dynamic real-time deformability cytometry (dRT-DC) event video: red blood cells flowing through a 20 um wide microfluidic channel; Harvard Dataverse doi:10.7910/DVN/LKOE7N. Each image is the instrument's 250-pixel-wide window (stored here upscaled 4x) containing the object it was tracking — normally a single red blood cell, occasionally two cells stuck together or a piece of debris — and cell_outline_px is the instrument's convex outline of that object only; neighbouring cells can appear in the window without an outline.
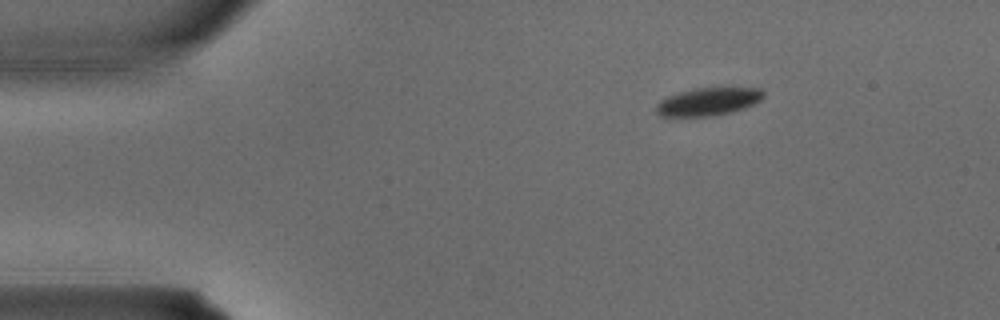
{"species": "common noctule bat (a hibernating species)", "species_latin": "Nyctalus noctula", "temperature_condition": "warm", "stored_images_in_passage": 2, "camera_frame_rate_fps": 3000, "um_per_image_px": 0.085, "animal": {"sex": "male", "body_mass_g": 15.6}, "frame": {"image": 1, "passage_image": 1, "time_ms": 0.0, "image_size_px": [1000, 320], "cell_outline_px": [[764, 96], [760, 100], [744, 108], [712, 116], [660, 116], [656, 112], [656, 104], [660, 100], [668, 96], [680, 92], [696, 88], [760, 88], [764, 92]], "centroid_in_image_um": [60.17, 8.63], "position_along_channel_um": 24.8, "area_um2": 17.17}}